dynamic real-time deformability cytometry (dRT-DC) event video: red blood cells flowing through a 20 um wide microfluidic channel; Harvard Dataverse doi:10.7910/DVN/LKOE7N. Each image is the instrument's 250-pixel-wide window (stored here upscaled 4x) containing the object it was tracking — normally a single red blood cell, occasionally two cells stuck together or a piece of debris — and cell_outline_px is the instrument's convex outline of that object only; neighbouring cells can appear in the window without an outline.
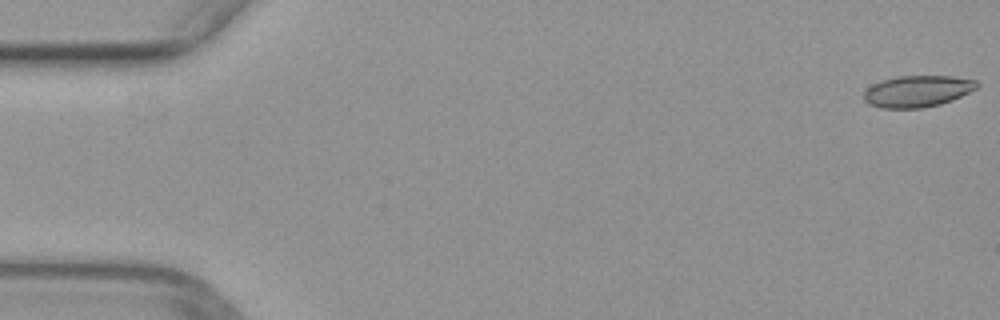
{"species": "common noctule bat (a hibernating species)", "species_latin": "Nyctalus noctula", "temperature_condition": "warm", "stored_images_in_passage": 3, "camera_frame_rate_fps": 3000, "um_per_image_px": 0.085, "animal": {"sex": "female", "body_mass_g": 29.2, "forearm_length_mm": 56.3}, "frame": {"image": 1, "passage_image": 1, "time_ms": 0.0, "image_size_px": [1000, 320], "cell_outline_px": [[980, 84], [976, 88], [952, 100], [940, 104], [924, 108], [880, 108], [868, 104], [864, 100], [864, 92], [872, 84], [896, 76], [952, 76], [976, 80]], "centroid_in_image_um": [77.97, 7.76], "position_along_channel_um": 7.0, "area_um2": 20.75}}